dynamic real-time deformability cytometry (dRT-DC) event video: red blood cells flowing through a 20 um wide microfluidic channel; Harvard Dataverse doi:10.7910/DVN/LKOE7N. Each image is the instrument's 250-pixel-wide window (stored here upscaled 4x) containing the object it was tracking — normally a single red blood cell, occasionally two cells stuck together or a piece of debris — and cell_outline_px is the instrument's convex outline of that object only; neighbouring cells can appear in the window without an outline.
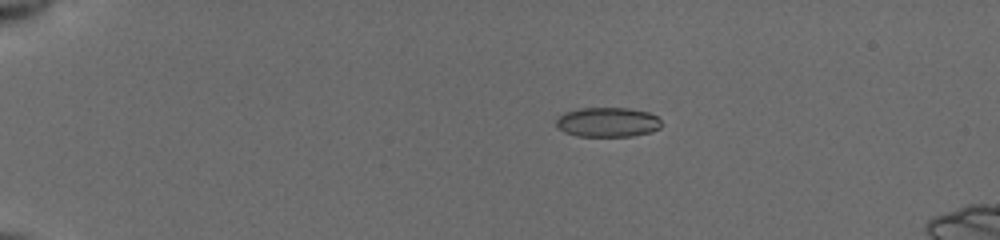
{"species": "common noctule bat (a hibernating species)", "species_latin": "Nyctalus noctula", "temperature_condition": "cold", "stored_images_in_passage": 43, "camera_frame_rate_fps": 3000, "um_per_image_px": 0.085, "animal": {"sex": "female", "body_mass_g": 19.5, "forearm_length_mm": 54.1}, "frame": {"image": 1, "passage_image": 1, "time_ms": 0.0, "image_size_px": [1000, 240], "cell_outline_px": [[660, 128], [652, 132], [632, 136], [576, 136], [564, 132], [556, 124], [556, 120], [564, 112], [580, 108], [628, 108], [648, 112], [656, 116], [660, 120]], "centroid_in_image_um": [51.65, 10.39], "position_along_channel_um": 33.3, "area_um2": 18.15}}
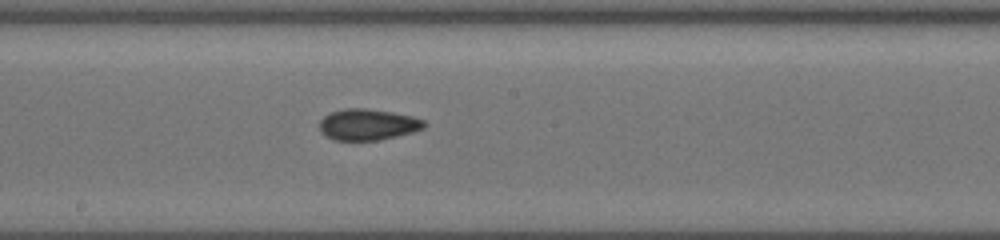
{"frame": {"image": 2, "passage_image": 21, "time_ms": 6.667, "image_size_px": [1000, 240], "cell_outline_px": [[428, 124], [424, 128], [412, 132], [396, 136], [376, 140], [332, 140], [320, 132], [320, 120], [328, 112], [344, 108], [364, 108], [392, 112], [412, 116], [424, 120]], "centroid_in_image_um": [31.24, 10.58], "position_along_channel_um": 217.0, "area_um2": 19.13}}
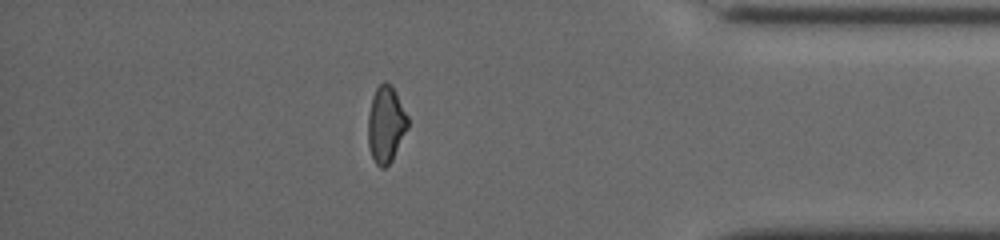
{"frame": {"image": 3, "passage_image": 37, "time_ms": 12.0, "image_size_px": [1000, 240], "cell_outline_px": [[408, 128], [392, 160], [384, 168], [380, 168], [376, 164], [372, 156], [368, 144], [368, 112], [372, 96], [376, 88], [384, 80], [392, 84], [408, 116]], "centroid_in_image_um": [32.8, 10.54], "position_along_channel_um": 402.4, "area_um2": 17.92}, "authors_computed_cell_mechanics": {"area_um2": 18.496, "velocity_mm_per_s": 3.9392, "shape_relaxation_time_tau1_ms": null, "shape_relaxation_time_tau2_ms": 2.0191, "deformation_change_tau1": null, "deformation_change_tau2": 0.0705}}